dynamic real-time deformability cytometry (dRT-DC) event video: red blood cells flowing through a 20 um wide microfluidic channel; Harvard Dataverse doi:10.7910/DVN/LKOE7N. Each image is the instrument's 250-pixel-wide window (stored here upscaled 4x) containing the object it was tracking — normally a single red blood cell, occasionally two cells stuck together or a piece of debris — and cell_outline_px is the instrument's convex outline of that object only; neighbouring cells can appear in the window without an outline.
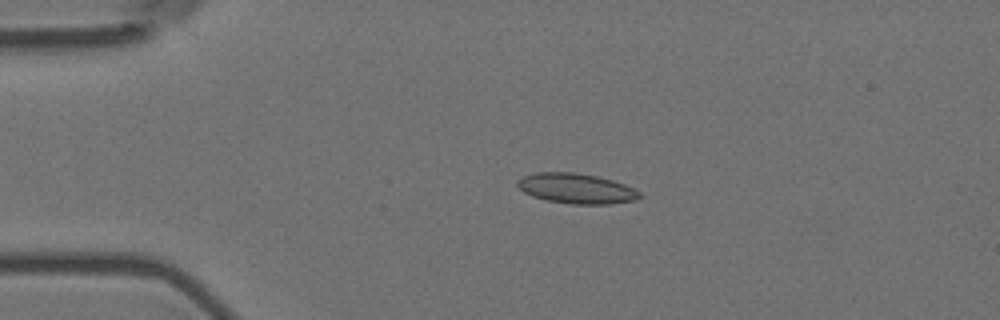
{"species": "Egyptian fruit bat (a non-hibernating species)", "species_latin": "Rousettus aegyptiacus", "temperature_condition": "room temperature", "stored_images_in_passage": 4, "camera_frame_rate_fps": 3000, "um_per_image_px": 0.085, "animal": {"sex": "female"}, "frame": {"image": 1, "passage_image": 3, "time_ms": 0.667, "image_size_px": [1000, 320], "cell_outline_px": [[644, 196], [636, 200], [608, 204], [572, 204], [548, 200], [532, 196], [524, 192], [516, 184], [516, 180], [524, 176], [536, 172], [572, 172], [596, 176], [612, 180], [624, 184], [640, 192]], "centroid_in_image_um": [48.99, 16.02], "position_along_channel_um": 36.0, "area_um2": 21.39}}